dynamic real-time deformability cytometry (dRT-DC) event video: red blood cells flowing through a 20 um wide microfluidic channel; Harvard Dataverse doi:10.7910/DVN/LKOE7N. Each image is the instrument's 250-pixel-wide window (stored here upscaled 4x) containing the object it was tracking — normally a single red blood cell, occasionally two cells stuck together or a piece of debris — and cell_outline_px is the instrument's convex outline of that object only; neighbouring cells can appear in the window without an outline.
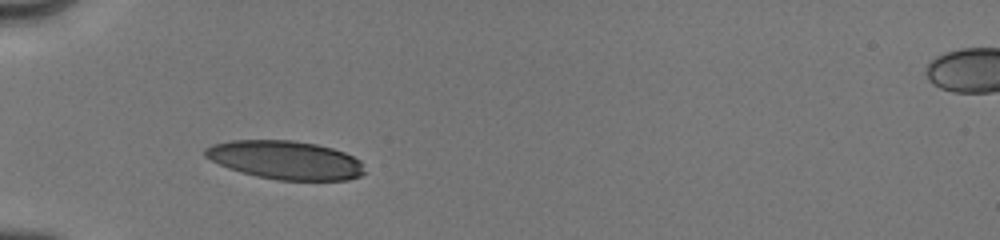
{"species": "human", "species_latin": "Homo sapiens", "temperature_condition": "cold", "stored_images_in_passage": 16, "camera_frame_rate_fps": 3000, "um_per_image_px": 0.085, "donor": {"sex": "male"}, "frame": {"image": 1, "passage_image": 1, "time_ms": 0.0, "image_size_px": [1000, 240], "cell_outline_px": [[364, 172], [360, 176], [348, 180], [276, 180], [256, 176], [240, 172], [228, 168], [204, 156], [204, 148], [212, 144], [228, 140], [292, 140], [316, 144], [332, 148], [344, 152], [360, 160]], "centroid_in_image_um": [24.23, 13.6], "position_along_channel_um": 60.8, "area_um2": 35.84}}
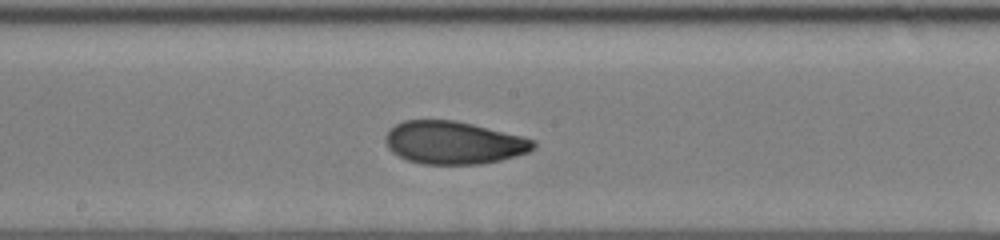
{"frame": {"image": 2, "passage_image": 7, "time_ms": 4.0, "image_size_px": [1000, 240], "cell_outline_px": [[536, 148], [528, 152], [516, 156], [500, 160], [480, 164], [424, 164], [408, 160], [392, 152], [388, 148], [384, 140], [384, 136], [388, 128], [404, 120], [456, 120], [524, 136], [536, 140]], "centroid_in_image_um": [38.57, 12.12], "position_along_channel_um": 209.6, "area_um2": 37.22}}
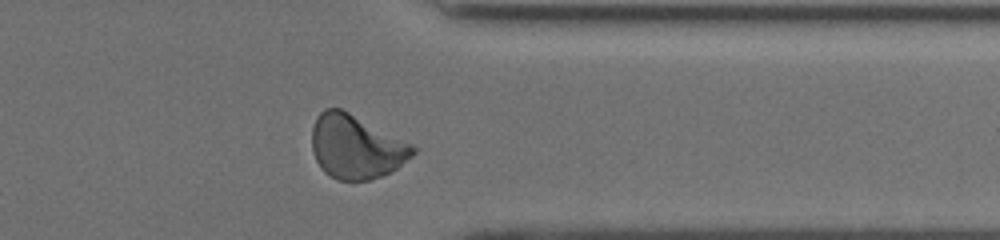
{"frame": {"image": 3, "passage_image": 14, "time_ms": 8.333, "image_size_px": [1000, 240], "cell_outline_px": [[416, 152], [412, 156], [396, 168], [380, 176], [368, 180], [336, 180], [324, 172], [320, 168], [316, 160], [312, 148], [312, 128], [316, 116], [324, 108], [340, 108], [412, 144], [416, 148]], "centroid_in_image_um": [30.22, 12.48], "position_along_channel_um": 381.2, "area_um2": 37.22}, "authors_computed_cell_mechanics": {"area_um2": 36.5585, "velocity_mm_per_s": 4.0107, "shape_relaxation_time_tau1_ms": 4.4309, "shape_relaxation_time_tau2_ms": 1.8676, "deformation_change_tau1": 0.1593, "deformation_change_tau2": 0.0613}}